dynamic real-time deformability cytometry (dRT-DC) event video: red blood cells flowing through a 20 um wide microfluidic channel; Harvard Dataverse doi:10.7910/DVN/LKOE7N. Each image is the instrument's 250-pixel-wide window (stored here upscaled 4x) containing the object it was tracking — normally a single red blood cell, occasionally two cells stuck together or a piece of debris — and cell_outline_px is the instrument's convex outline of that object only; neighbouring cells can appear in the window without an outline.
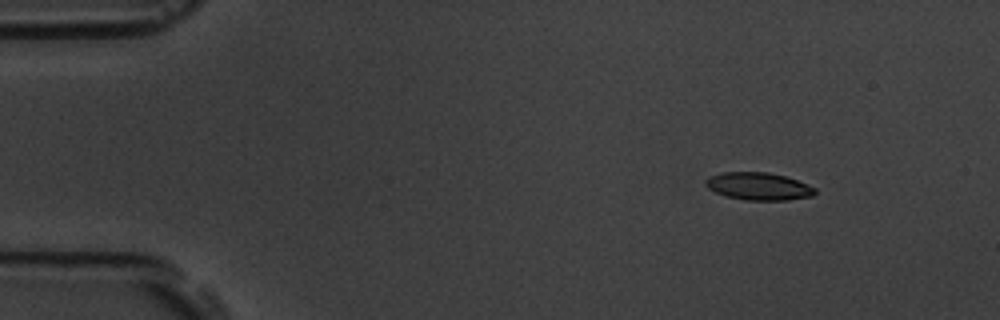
{"species": "common noctule bat (a hibernating species)", "species_latin": "Nyctalus noctula", "temperature_condition": "room temperature", "stored_images_in_passage": 5, "camera_frame_rate_fps": 3000, "um_per_image_px": 0.085, "animal": {"sex": "male", "body_mass_g": 19.5, "forearm_length_mm": 54.6}, "frame": {"image": 1, "passage_image": 2, "time_ms": 2.0, "image_size_px": [1000, 320], "cell_outline_px": [[816, 192], [812, 196], [788, 200], [744, 200], [728, 196], [716, 192], [708, 188], [704, 184], [704, 180], [708, 176], [724, 172], [768, 172], [784, 176], [796, 180], [816, 188]], "centroid_in_image_um": [64.45, 15.83], "position_along_channel_um": 20.5, "area_um2": 17.51}}
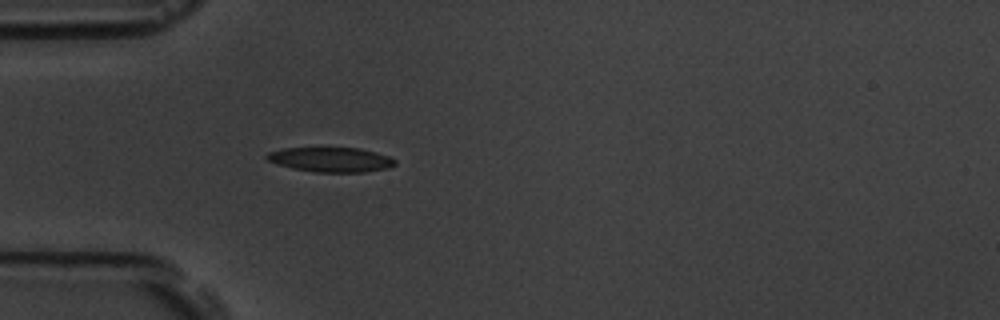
{"frame": {"image": 2, "passage_image": 5, "time_ms": 5.333, "image_size_px": [1000, 320], "cell_outline_px": [[396, 164], [388, 168], [364, 172], [316, 172], [292, 168], [268, 160], [264, 156], [268, 152], [284, 148], [360, 148], [376, 152], [388, 156], [396, 160]], "centroid_in_image_um": [28.15, 13.56], "position_along_channel_um": 56.9, "area_um2": 18.32}}